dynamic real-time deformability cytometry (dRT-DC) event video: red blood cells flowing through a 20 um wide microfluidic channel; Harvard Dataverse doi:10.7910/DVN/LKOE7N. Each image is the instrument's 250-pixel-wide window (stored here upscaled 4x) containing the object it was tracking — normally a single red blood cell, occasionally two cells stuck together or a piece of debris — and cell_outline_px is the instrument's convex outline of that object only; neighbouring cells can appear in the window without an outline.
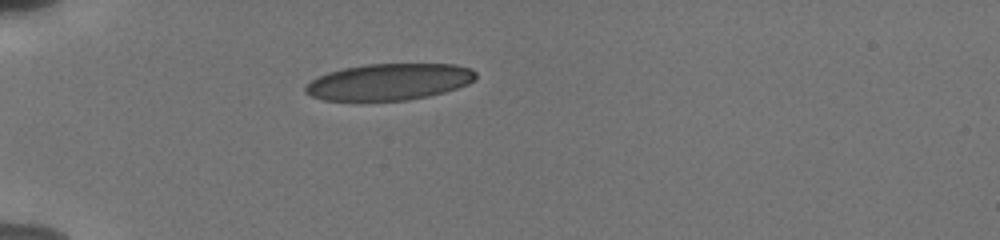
{"species": "human", "species_latin": "Homo sapiens", "temperature_condition": "cold", "stored_images_in_passage": 12, "camera_frame_rate_fps": 3000, "um_per_image_px": 0.085, "donor": {"sex": "male"}, "frame": {"image": 1, "passage_image": 1, "time_ms": 0.0, "image_size_px": [1000, 240], "cell_outline_px": [[476, 76], [468, 84], [444, 92], [428, 96], [408, 100], [324, 100], [312, 96], [304, 92], [304, 84], [328, 72], [344, 68], [364, 64], [456, 64], [472, 68], [476, 72]], "centroid_in_image_um": [33.07, 6.95], "position_along_channel_um": 51.9, "area_um2": 36.18}}
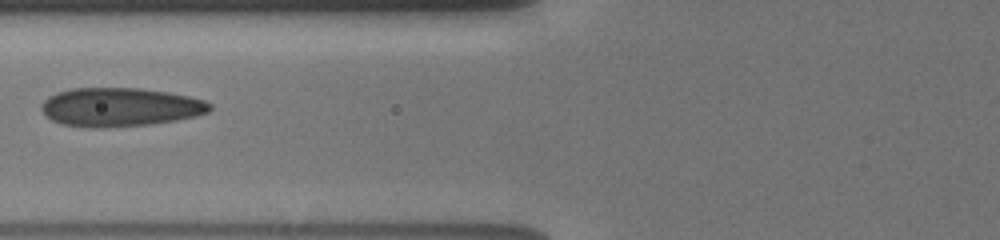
{"frame": {"image": 2, "passage_image": 6, "time_ms": 2.333, "image_size_px": [1000, 240], "cell_outline_px": [[212, 108], [208, 112], [196, 116], [176, 120], [148, 124], [100, 128], [92, 128], [60, 124], [44, 116], [40, 108], [40, 104], [48, 96], [56, 92], [72, 88], [140, 88], [168, 92], [188, 96], [204, 100], [212, 104]], "centroid_in_image_um": [10.16, 9.1], "position_along_channel_um": 115.6, "area_um2": 38.26}}